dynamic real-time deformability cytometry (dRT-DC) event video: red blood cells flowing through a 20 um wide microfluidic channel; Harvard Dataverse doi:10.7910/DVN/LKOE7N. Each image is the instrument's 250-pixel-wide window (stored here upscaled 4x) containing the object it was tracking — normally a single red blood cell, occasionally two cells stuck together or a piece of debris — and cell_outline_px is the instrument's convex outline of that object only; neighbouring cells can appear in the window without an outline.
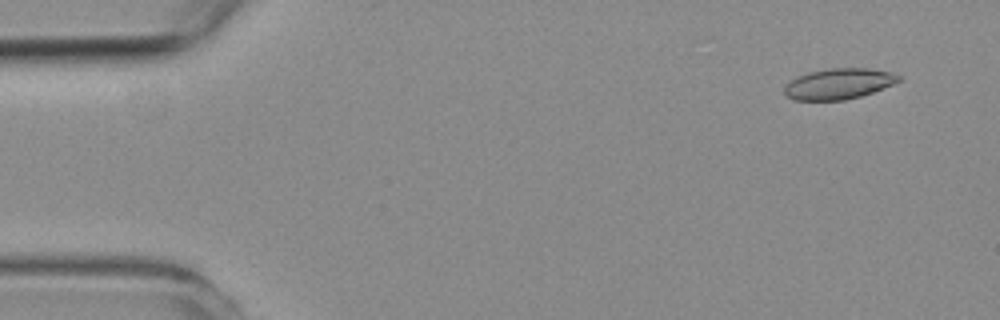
{"species": "common noctule bat (a hibernating species)", "species_latin": "Nyctalus noctula", "temperature_condition": "room temperature", "stored_images_in_passage": 57, "camera_frame_rate_fps": 3000, "um_per_image_px": 0.085, "animal": {"sex": "female", "body_mass_g": 19.3, "forearm_length_mm": 54.1}, "frame": {"image": 1, "passage_image": 4, "time_ms": 1.0, "image_size_px": [1000, 320], "cell_outline_px": [[900, 80], [892, 84], [872, 92], [860, 96], [844, 100], [792, 100], [784, 92], [784, 88], [792, 80], [808, 72], [832, 68], [868, 68], [888, 72], [900, 76]], "centroid_in_image_um": [71.27, 7.13], "position_along_channel_um": 13.7, "area_um2": 20.06}}
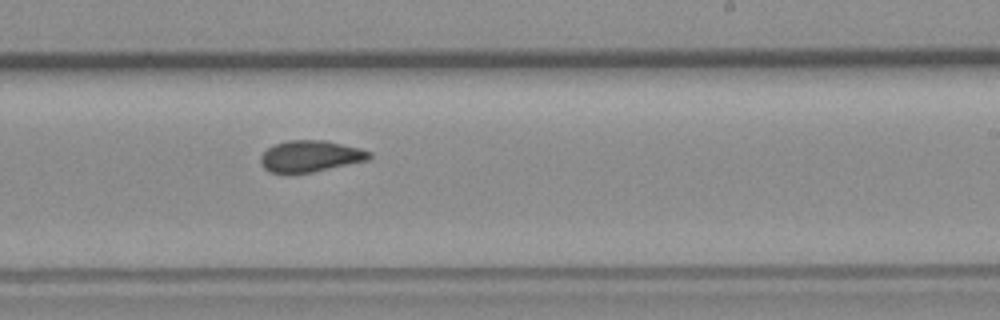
{"frame": {"image": 2, "passage_image": 34, "time_ms": 11.0, "image_size_px": [1000, 320], "cell_outline_px": [[372, 156], [368, 160], [312, 172], [288, 176], [272, 172], [264, 168], [260, 164], [260, 156], [268, 148], [276, 144], [288, 140], [324, 140], [360, 148], [372, 152]], "centroid_in_image_um": [26.35, 13.3], "position_along_channel_um": 262.6, "area_um2": 20.23}}
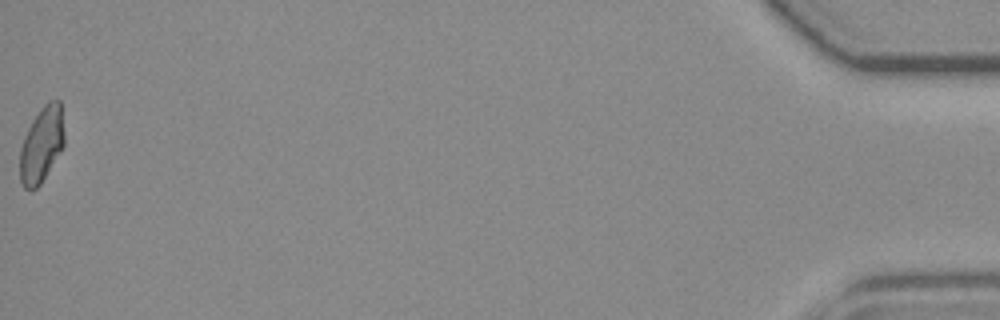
{"frame": {"image": 3, "passage_image": 57, "time_ms": 18.667, "image_size_px": [1000, 320], "cell_outline_px": [[64, 144], [40, 184], [32, 192], [28, 192], [24, 188], [20, 180], [20, 148], [24, 136], [32, 120], [40, 108], [48, 100], [60, 100], [64, 132]], "centroid_in_image_um": [3.52, 12.29], "position_along_channel_um": 431.7, "area_um2": 19.54}, "authors_computed_cell_mechanics": {"area_um2": 20.0566, "velocity_mm_per_s": 3.6081, "shape_relaxation_time_tau1_ms": null, "shape_relaxation_time_tau2_ms": 2.0932, "deformation_change_tau1": null, "deformation_change_tau2": 0.0712}}